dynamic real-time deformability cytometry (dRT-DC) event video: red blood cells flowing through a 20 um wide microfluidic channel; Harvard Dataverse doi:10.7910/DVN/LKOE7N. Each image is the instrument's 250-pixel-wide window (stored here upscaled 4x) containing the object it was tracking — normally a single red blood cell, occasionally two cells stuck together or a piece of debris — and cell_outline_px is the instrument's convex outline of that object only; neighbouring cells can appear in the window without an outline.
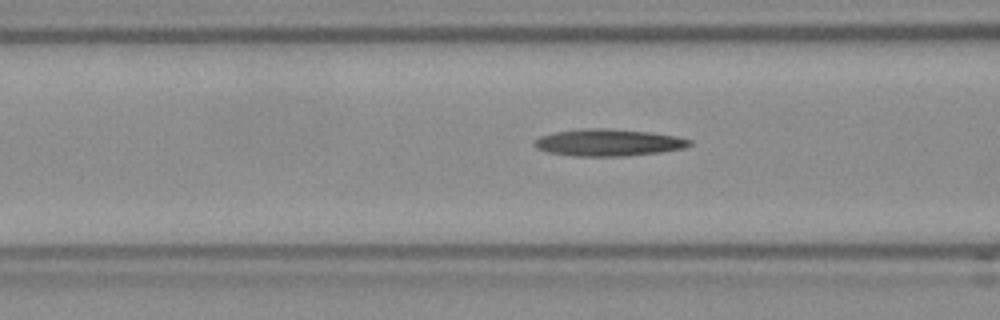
{"species": "Egyptian fruit bat (a non-hibernating species)", "species_latin": "Rousettus aegyptiacus", "temperature_condition": "room temperature", "stored_images_in_passage": 9, "camera_frame_rate_fps": 3000, "um_per_image_px": 0.085, "frame": {"image": 1, "passage_image": 7, "time_ms": 2.0, "image_size_px": [1000, 320], "cell_outline_px": [[692, 144], [684, 148], [660, 152], [624, 156], [576, 156], [548, 152], [536, 148], [532, 144], [532, 140], [540, 136], [556, 132], [584, 128], [608, 128], [648, 132], [676, 136], [692, 140]], "centroid_in_image_um": [51.68, 12.11], "position_along_channel_um": 114.9, "area_um2": 24.39}}